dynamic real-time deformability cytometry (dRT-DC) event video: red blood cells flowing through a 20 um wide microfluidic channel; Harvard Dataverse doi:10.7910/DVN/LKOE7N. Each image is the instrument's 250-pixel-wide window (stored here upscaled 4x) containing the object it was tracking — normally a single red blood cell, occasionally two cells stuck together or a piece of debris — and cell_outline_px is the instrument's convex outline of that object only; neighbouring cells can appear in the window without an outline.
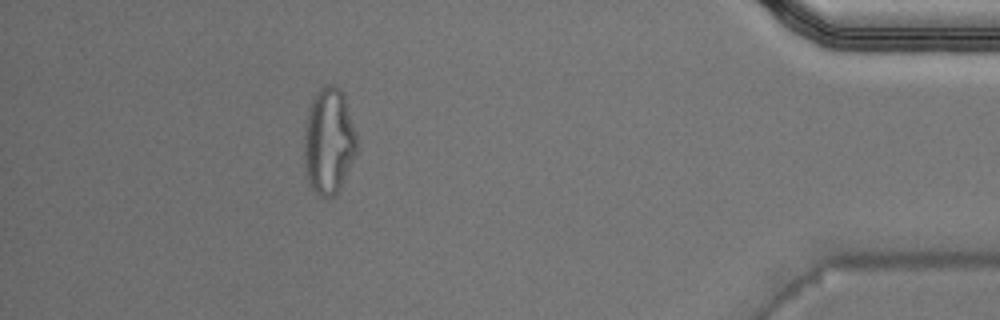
{"species": "Egyptian fruit bat (a non-hibernating species)", "species_latin": "Rousettus aegyptiacus", "temperature_condition": "warm", "stored_images_in_passage": 37, "camera_frame_rate_fps": 3000, "um_per_image_px": 0.085, "animal": {"sex": "male"}, "frame": {"image": 1, "passage_image": 32, "time_ms": 10.333, "image_size_px": [1000, 320], "cell_outline_px": [[360, 148], [336, 196], [320, 196], [308, 184], [304, 156], [304, 128], [308, 108], [316, 92], [324, 84], [332, 84], [340, 88], [344, 96]], "centroid_in_image_um": [27.95, 11.99], "position_along_channel_um": 407.2, "area_um2": 33.0}, "authors_computed_cell_mechanics": {"area_um2": 22.1374, "velocity_mm_per_s": 4.0297, "shape_relaxation_time_tau1_ms": null, "shape_relaxation_time_tau2_ms": 1.7888, "deformation_change_tau1": null, "deformation_change_tau2": 0.0927}}